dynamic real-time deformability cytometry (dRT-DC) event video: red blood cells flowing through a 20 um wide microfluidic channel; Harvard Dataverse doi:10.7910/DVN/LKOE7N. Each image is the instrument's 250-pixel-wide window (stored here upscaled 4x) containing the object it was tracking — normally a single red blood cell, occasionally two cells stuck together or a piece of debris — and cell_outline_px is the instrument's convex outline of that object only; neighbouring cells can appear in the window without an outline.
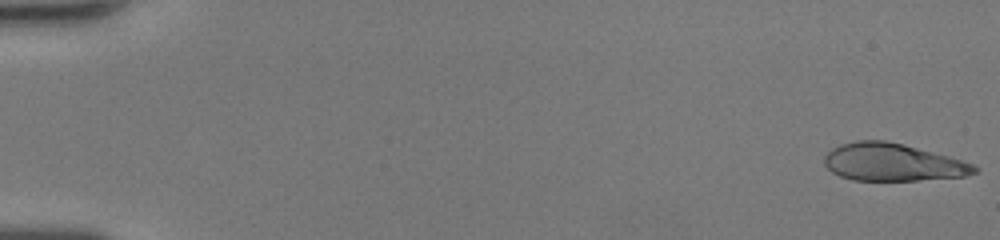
{"species": "human", "species_latin": "Homo sapiens", "temperature_condition": "room temperature", "stored_images_in_passage": 50, "camera_frame_rate_fps": 3000, "um_per_image_px": 0.085, "donor": {"sex": "female"}, "frame": {"image": 1, "passage_image": 1, "time_ms": 0.0, "image_size_px": [1000, 240], "cell_outline_px": [[980, 168], [976, 172], [964, 176], [916, 180], [852, 180], [840, 176], [832, 172], [824, 164], [824, 156], [832, 148], [840, 144], [856, 140], [884, 140], [904, 144], [948, 156], [972, 164]], "centroid_in_image_um": [75.83, 13.78], "position_along_channel_um": 9.2, "area_um2": 32.66}}
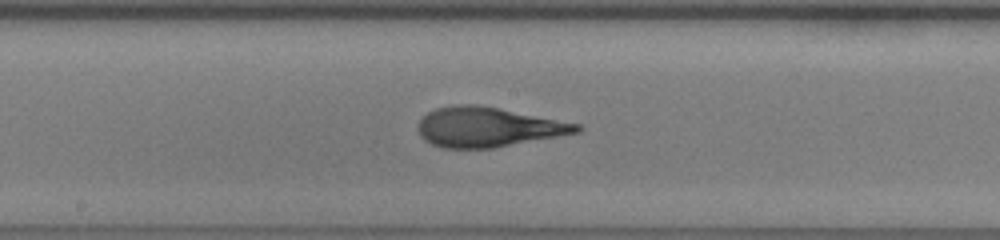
{"frame": {"image": 2, "passage_image": 28, "time_ms": 9.0, "image_size_px": [1000, 240], "cell_outline_px": [[584, 128], [580, 132], [492, 148], [444, 148], [432, 144], [424, 140], [420, 136], [416, 128], [420, 120], [428, 112], [436, 108], [452, 104], [476, 104], [580, 124]], "centroid_in_image_um": [41.43, 10.8], "position_along_channel_um": 206.8, "area_um2": 36.53}}
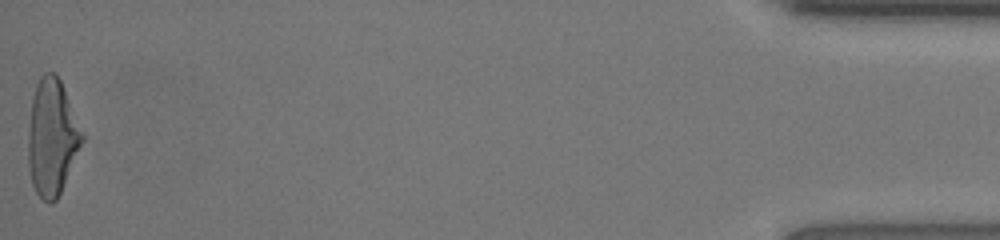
{"frame": {"image": 3, "passage_image": 50, "time_ms": 16.333, "image_size_px": [1000, 240], "cell_outline_px": [[84, 140], [60, 192], [56, 200], [52, 204], [48, 204], [36, 192], [32, 184], [28, 168], [28, 132], [32, 100], [36, 84], [40, 76], [44, 72], [56, 72], [60, 80], [84, 132]], "centroid_in_image_um": [4.42, 11.67], "position_along_channel_um": 430.8, "area_um2": 36.59}, "authors_computed_cell_mechanics": {"area_um2": 35.7493, "velocity_mm_per_s": 4.3037, "shape_relaxation_time_tau1_ms": 5.9746, "shape_relaxation_time_tau2_ms": 1.0503, "deformation_change_tau1": 0.2807, "deformation_change_tau2": 0.0982}}